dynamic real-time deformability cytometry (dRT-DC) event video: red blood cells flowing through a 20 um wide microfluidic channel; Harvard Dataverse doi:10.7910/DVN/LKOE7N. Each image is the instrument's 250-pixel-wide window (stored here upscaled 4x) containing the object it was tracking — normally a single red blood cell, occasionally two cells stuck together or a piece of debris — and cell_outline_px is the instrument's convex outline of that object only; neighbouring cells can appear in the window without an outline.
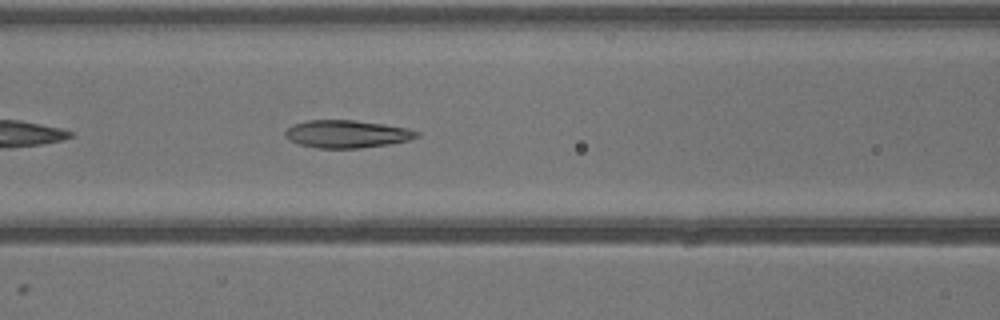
{"species": "common noctule bat (a hibernating species)", "species_latin": "Nyctalus noctula", "temperature_condition": "warm", "stored_images_in_passage": 29, "camera_frame_rate_fps": 3000, "um_per_image_px": 0.085, "animal": {"sex": "male", "body_mass_g": 13.3}, "frame": {"image": 1, "passage_image": 6, "time_ms": 1.667, "image_size_px": [1000, 320], "cell_outline_px": [[420, 136], [408, 140], [388, 144], [360, 148], [316, 148], [300, 144], [288, 140], [284, 136], [284, 132], [292, 124], [308, 120], [356, 120], [384, 124], [408, 128], [420, 132]], "centroid_in_image_um": [29.47, 11.38], "position_along_channel_um": 137.1, "area_um2": 21.33}}
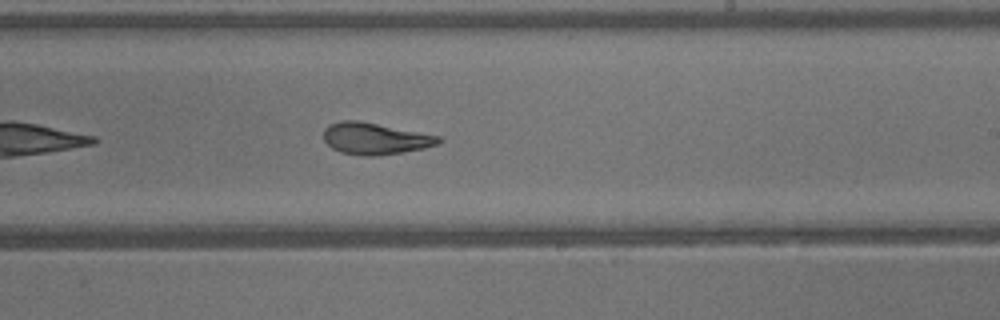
{"frame": {"image": 2, "passage_image": 13, "time_ms": 4.0, "image_size_px": [1000, 320], "cell_outline_px": [[444, 140], [440, 144], [424, 148], [376, 156], [360, 156], [340, 152], [332, 148], [324, 140], [324, 128], [328, 124], [340, 120], [356, 120], [440, 136]], "centroid_in_image_um": [31.87, 11.78], "position_along_channel_um": 257.1, "area_um2": 21.21}}
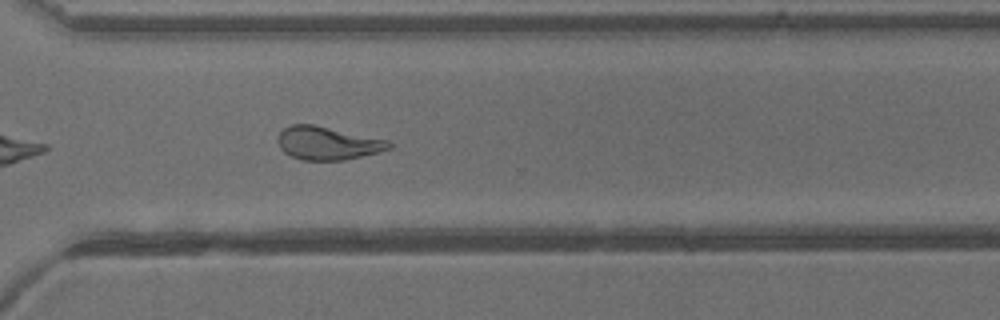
{"frame": {"image": 3, "passage_image": 18, "time_ms": 5.667, "image_size_px": [1000, 320], "cell_outline_px": [[392, 148], [380, 152], [344, 160], [300, 160], [284, 152], [280, 148], [276, 140], [280, 132], [284, 128], [292, 124], [312, 124], [388, 140], [392, 144]], "centroid_in_image_um": [27.84, 12.17], "position_along_channel_um": 342.8, "area_um2": 21.5}}